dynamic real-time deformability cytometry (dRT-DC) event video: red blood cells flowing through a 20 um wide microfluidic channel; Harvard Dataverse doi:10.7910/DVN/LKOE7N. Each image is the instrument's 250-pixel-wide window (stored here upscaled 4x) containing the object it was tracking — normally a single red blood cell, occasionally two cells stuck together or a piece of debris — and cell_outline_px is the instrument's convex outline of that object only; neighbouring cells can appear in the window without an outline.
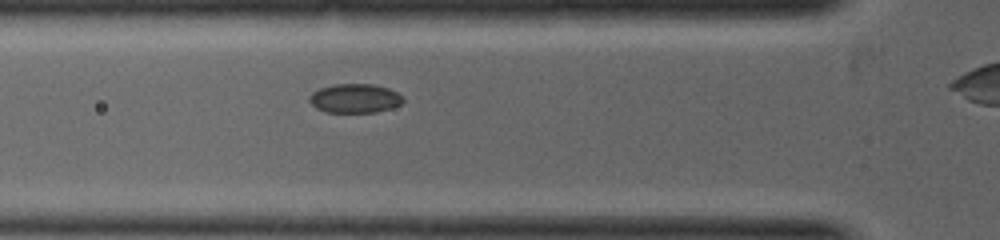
{"species": "common noctule bat (a hibernating species)", "species_latin": "Nyctalus noctula", "temperature_condition": "warm", "stored_images_in_passage": 4, "segment_of_instrument_passage": [1, 2], "camera_frame_rate_fps": 5000, "um_per_image_px": 0.085, "animal": {"sex": "female", "body_mass_g": 19.0, "forearm_length_mm": 53.3}, "frame": {"image": 1, "passage_image": 3, "time_ms": 1.2, "image_size_px": [1000, 240], "cell_outline_px": [[404, 100], [400, 104], [376, 112], [324, 112], [316, 108], [308, 100], [308, 96], [312, 92], [320, 88], [336, 84], [372, 84], [388, 88], [396, 92]], "centroid_in_image_um": [30.11, 8.36], "position_along_channel_um": 95.7, "area_um2": 15.72}}